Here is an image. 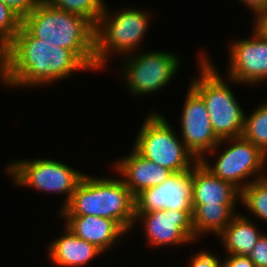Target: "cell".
Wrapping results in <instances>:
<instances>
[{
  "instance_id": "6da1fadb",
  "label": "cell",
  "mask_w": 267,
  "mask_h": 267,
  "mask_svg": "<svg viewBox=\"0 0 267 267\" xmlns=\"http://www.w3.org/2000/svg\"><path fill=\"white\" fill-rule=\"evenodd\" d=\"M90 69L69 49L34 37L22 24L5 48V69L1 83L12 87L52 84L73 71Z\"/></svg>"
},
{
  "instance_id": "7a4b0ae2",
  "label": "cell",
  "mask_w": 267,
  "mask_h": 267,
  "mask_svg": "<svg viewBox=\"0 0 267 267\" xmlns=\"http://www.w3.org/2000/svg\"><path fill=\"white\" fill-rule=\"evenodd\" d=\"M34 37L71 50L89 69L96 71L95 26L86 18L41 2L21 23Z\"/></svg>"
},
{
  "instance_id": "3957f363",
  "label": "cell",
  "mask_w": 267,
  "mask_h": 267,
  "mask_svg": "<svg viewBox=\"0 0 267 267\" xmlns=\"http://www.w3.org/2000/svg\"><path fill=\"white\" fill-rule=\"evenodd\" d=\"M60 216H99L114 220L126 233L135 224V197L120 179L84 174Z\"/></svg>"
},
{
  "instance_id": "277c9868",
  "label": "cell",
  "mask_w": 267,
  "mask_h": 267,
  "mask_svg": "<svg viewBox=\"0 0 267 267\" xmlns=\"http://www.w3.org/2000/svg\"><path fill=\"white\" fill-rule=\"evenodd\" d=\"M200 57V76L190 86L203 99L214 133L220 140L242 136L245 113L241 105L207 55Z\"/></svg>"
},
{
  "instance_id": "5b68a950",
  "label": "cell",
  "mask_w": 267,
  "mask_h": 267,
  "mask_svg": "<svg viewBox=\"0 0 267 267\" xmlns=\"http://www.w3.org/2000/svg\"><path fill=\"white\" fill-rule=\"evenodd\" d=\"M106 7L105 4L94 31L96 71L104 69L113 52L124 56L137 52L151 20L147 11L124 8L111 14Z\"/></svg>"
},
{
  "instance_id": "8992f818",
  "label": "cell",
  "mask_w": 267,
  "mask_h": 267,
  "mask_svg": "<svg viewBox=\"0 0 267 267\" xmlns=\"http://www.w3.org/2000/svg\"><path fill=\"white\" fill-rule=\"evenodd\" d=\"M170 126L163 115L151 112L135 138L133 149L173 173L189 171L198 160Z\"/></svg>"
},
{
  "instance_id": "52a82bcc",
  "label": "cell",
  "mask_w": 267,
  "mask_h": 267,
  "mask_svg": "<svg viewBox=\"0 0 267 267\" xmlns=\"http://www.w3.org/2000/svg\"><path fill=\"white\" fill-rule=\"evenodd\" d=\"M6 168L17 186L32 187L36 191L45 193L67 195L61 209L68 204L84 175L63 162L45 158L13 161Z\"/></svg>"
},
{
  "instance_id": "ba28073f",
  "label": "cell",
  "mask_w": 267,
  "mask_h": 267,
  "mask_svg": "<svg viewBox=\"0 0 267 267\" xmlns=\"http://www.w3.org/2000/svg\"><path fill=\"white\" fill-rule=\"evenodd\" d=\"M226 140L231 145L218 154L214 165L209 164L205 157L199 160L205 168L218 178L232 183L240 191L250 182L267 176L260 173L266 168L267 154L243 136L222 139V142ZM253 174L255 178L245 182Z\"/></svg>"
},
{
  "instance_id": "9c48e42d",
  "label": "cell",
  "mask_w": 267,
  "mask_h": 267,
  "mask_svg": "<svg viewBox=\"0 0 267 267\" xmlns=\"http://www.w3.org/2000/svg\"><path fill=\"white\" fill-rule=\"evenodd\" d=\"M131 54L128 55L132 58L125 57L123 76L134 96L159 91L172 80L180 66L178 56L169 51Z\"/></svg>"
},
{
  "instance_id": "30bf717a",
  "label": "cell",
  "mask_w": 267,
  "mask_h": 267,
  "mask_svg": "<svg viewBox=\"0 0 267 267\" xmlns=\"http://www.w3.org/2000/svg\"><path fill=\"white\" fill-rule=\"evenodd\" d=\"M251 39L232 41L227 78L231 82L260 84L267 80V37L254 25Z\"/></svg>"
},
{
  "instance_id": "8fae6325",
  "label": "cell",
  "mask_w": 267,
  "mask_h": 267,
  "mask_svg": "<svg viewBox=\"0 0 267 267\" xmlns=\"http://www.w3.org/2000/svg\"><path fill=\"white\" fill-rule=\"evenodd\" d=\"M181 115L182 141L199 161L205 153L217 151L223 144L214 133L209 113L201 96L190 86Z\"/></svg>"
},
{
  "instance_id": "7c38bea8",
  "label": "cell",
  "mask_w": 267,
  "mask_h": 267,
  "mask_svg": "<svg viewBox=\"0 0 267 267\" xmlns=\"http://www.w3.org/2000/svg\"><path fill=\"white\" fill-rule=\"evenodd\" d=\"M139 219L151 246H176L194 241L192 211L161 209L135 214V221Z\"/></svg>"
},
{
  "instance_id": "4fadbf2b",
  "label": "cell",
  "mask_w": 267,
  "mask_h": 267,
  "mask_svg": "<svg viewBox=\"0 0 267 267\" xmlns=\"http://www.w3.org/2000/svg\"><path fill=\"white\" fill-rule=\"evenodd\" d=\"M191 170L173 173L163 184L135 196V214L161 209L192 211Z\"/></svg>"
},
{
  "instance_id": "5bb4252c",
  "label": "cell",
  "mask_w": 267,
  "mask_h": 267,
  "mask_svg": "<svg viewBox=\"0 0 267 267\" xmlns=\"http://www.w3.org/2000/svg\"><path fill=\"white\" fill-rule=\"evenodd\" d=\"M192 205H236L241 191L212 174L198 161L191 169Z\"/></svg>"
},
{
  "instance_id": "9a60e30c",
  "label": "cell",
  "mask_w": 267,
  "mask_h": 267,
  "mask_svg": "<svg viewBox=\"0 0 267 267\" xmlns=\"http://www.w3.org/2000/svg\"><path fill=\"white\" fill-rule=\"evenodd\" d=\"M132 150L131 154L116 161L114 167L115 171L123 176L122 180L134 197L146 188L163 184L173 174L171 170L145 159Z\"/></svg>"
},
{
  "instance_id": "2e32d148",
  "label": "cell",
  "mask_w": 267,
  "mask_h": 267,
  "mask_svg": "<svg viewBox=\"0 0 267 267\" xmlns=\"http://www.w3.org/2000/svg\"><path fill=\"white\" fill-rule=\"evenodd\" d=\"M74 235L93 245L102 252L114 245L126 232L114 221L99 216H60ZM114 243V244H113Z\"/></svg>"
},
{
  "instance_id": "e0dca14e",
  "label": "cell",
  "mask_w": 267,
  "mask_h": 267,
  "mask_svg": "<svg viewBox=\"0 0 267 267\" xmlns=\"http://www.w3.org/2000/svg\"><path fill=\"white\" fill-rule=\"evenodd\" d=\"M64 235L50 242L48 255L51 263L60 267H81L102 252L95 245L78 238L67 228Z\"/></svg>"
},
{
  "instance_id": "ac0fdd59",
  "label": "cell",
  "mask_w": 267,
  "mask_h": 267,
  "mask_svg": "<svg viewBox=\"0 0 267 267\" xmlns=\"http://www.w3.org/2000/svg\"><path fill=\"white\" fill-rule=\"evenodd\" d=\"M248 217L236 214L227 227L219 234L227 255L249 257L258 239L263 234Z\"/></svg>"
},
{
  "instance_id": "d6986e66",
  "label": "cell",
  "mask_w": 267,
  "mask_h": 267,
  "mask_svg": "<svg viewBox=\"0 0 267 267\" xmlns=\"http://www.w3.org/2000/svg\"><path fill=\"white\" fill-rule=\"evenodd\" d=\"M236 205H192L194 241L204 233L220 234L236 215ZM203 233V234H202Z\"/></svg>"
},
{
  "instance_id": "ffe728a7",
  "label": "cell",
  "mask_w": 267,
  "mask_h": 267,
  "mask_svg": "<svg viewBox=\"0 0 267 267\" xmlns=\"http://www.w3.org/2000/svg\"><path fill=\"white\" fill-rule=\"evenodd\" d=\"M242 136L267 154V102L246 116Z\"/></svg>"
},
{
  "instance_id": "44dd1931",
  "label": "cell",
  "mask_w": 267,
  "mask_h": 267,
  "mask_svg": "<svg viewBox=\"0 0 267 267\" xmlns=\"http://www.w3.org/2000/svg\"><path fill=\"white\" fill-rule=\"evenodd\" d=\"M240 201L251 214L267 221V176L250 182L241 191Z\"/></svg>"
},
{
  "instance_id": "7402d4cb",
  "label": "cell",
  "mask_w": 267,
  "mask_h": 267,
  "mask_svg": "<svg viewBox=\"0 0 267 267\" xmlns=\"http://www.w3.org/2000/svg\"><path fill=\"white\" fill-rule=\"evenodd\" d=\"M51 7L79 15L89 20L94 26L104 12L103 0H44Z\"/></svg>"
},
{
  "instance_id": "603a6c76",
  "label": "cell",
  "mask_w": 267,
  "mask_h": 267,
  "mask_svg": "<svg viewBox=\"0 0 267 267\" xmlns=\"http://www.w3.org/2000/svg\"><path fill=\"white\" fill-rule=\"evenodd\" d=\"M22 19L11 8L0 2V44L6 48L19 31Z\"/></svg>"
},
{
  "instance_id": "cb8c5ba5",
  "label": "cell",
  "mask_w": 267,
  "mask_h": 267,
  "mask_svg": "<svg viewBox=\"0 0 267 267\" xmlns=\"http://www.w3.org/2000/svg\"><path fill=\"white\" fill-rule=\"evenodd\" d=\"M44 0H0L8 5L21 19L32 12Z\"/></svg>"
},
{
  "instance_id": "d4e9b609",
  "label": "cell",
  "mask_w": 267,
  "mask_h": 267,
  "mask_svg": "<svg viewBox=\"0 0 267 267\" xmlns=\"http://www.w3.org/2000/svg\"><path fill=\"white\" fill-rule=\"evenodd\" d=\"M218 257L212 252L201 250L192 257L188 267H223V261Z\"/></svg>"
},
{
  "instance_id": "484cf974",
  "label": "cell",
  "mask_w": 267,
  "mask_h": 267,
  "mask_svg": "<svg viewBox=\"0 0 267 267\" xmlns=\"http://www.w3.org/2000/svg\"><path fill=\"white\" fill-rule=\"evenodd\" d=\"M249 258L255 267H267V234H262L252 249Z\"/></svg>"
},
{
  "instance_id": "4316f807",
  "label": "cell",
  "mask_w": 267,
  "mask_h": 267,
  "mask_svg": "<svg viewBox=\"0 0 267 267\" xmlns=\"http://www.w3.org/2000/svg\"><path fill=\"white\" fill-rule=\"evenodd\" d=\"M223 267H255L254 262L246 256L228 255L223 260Z\"/></svg>"
},
{
  "instance_id": "83f0119b",
  "label": "cell",
  "mask_w": 267,
  "mask_h": 267,
  "mask_svg": "<svg viewBox=\"0 0 267 267\" xmlns=\"http://www.w3.org/2000/svg\"><path fill=\"white\" fill-rule=\"evenodd\" d=\"M246 4L257 18L260 14L267 12V0H240Z\"/></svg>"
},
{
  "instance_id": "f1b7e54d",
  "label": "cell",
  "mask_w": 267,
  "mask_h": 267,
  "mask_svg": "<svg viewBox=\"0 0 267 267\" xmlns=\"http://www.w3.org/2000/svg\"><path fill=\"white\" fill-rule=\"evenodd\" d=\"M255 20V26L267 37V12L260 14Z\"/></svg>"
},
{
  "instance_id": "f546056e",
  "label": "cell",
  "mask_w": 267,
  "mask_h": 267,
  "mask_svg": "<svg viewBox=\"0 0 267 267\" xmlns=\"http://www.w3.org/2000/svg\"><path fill=\"white\" fill-rule=\"evenodd\" d=\"M5 69V48L0 44V79Z\"/></svg>"
}]
</instances>
